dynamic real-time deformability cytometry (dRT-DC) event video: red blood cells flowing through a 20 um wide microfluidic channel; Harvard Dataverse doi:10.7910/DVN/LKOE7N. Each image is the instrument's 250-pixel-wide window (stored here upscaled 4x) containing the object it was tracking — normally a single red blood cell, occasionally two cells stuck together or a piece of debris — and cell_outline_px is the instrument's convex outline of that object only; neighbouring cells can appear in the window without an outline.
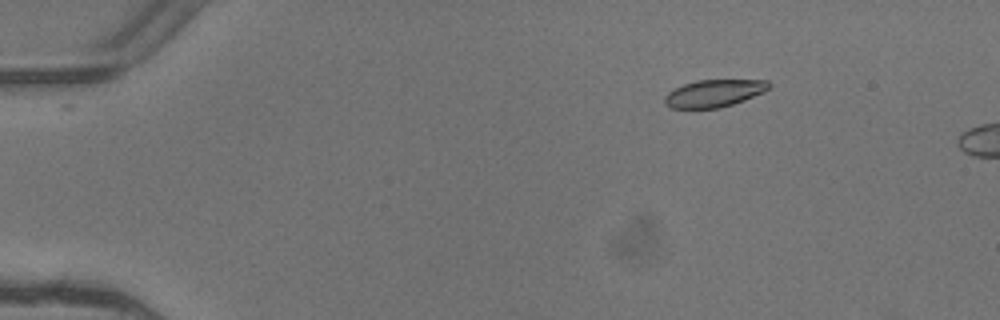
{"species": "common noctule bat (a hibernating species)", "species_latin": "Nyctalus noctula", "temperature_condition": "warm", "stored_images_in_passage": 3, "camera_frame_rate_fps": 3000, "um_per_image_px": 0.085, "animal": {"sex": "female"}, "frame": {"image": 1, "passage_image": 2, "time_ms": 0.333, "image_size_px": [1000, 320], "cell_outline_px": [[772, 84], [764, 92], [744, 100], [720, 108], [672, 108], [664, 100], [664, 96], [668, 92], [684, 84], [696, 80], [768, 80]], "centroid_in_image_um": [60.72, 7.92], "position_along_channel_um": 24.3, "area_um2": 16.47}}